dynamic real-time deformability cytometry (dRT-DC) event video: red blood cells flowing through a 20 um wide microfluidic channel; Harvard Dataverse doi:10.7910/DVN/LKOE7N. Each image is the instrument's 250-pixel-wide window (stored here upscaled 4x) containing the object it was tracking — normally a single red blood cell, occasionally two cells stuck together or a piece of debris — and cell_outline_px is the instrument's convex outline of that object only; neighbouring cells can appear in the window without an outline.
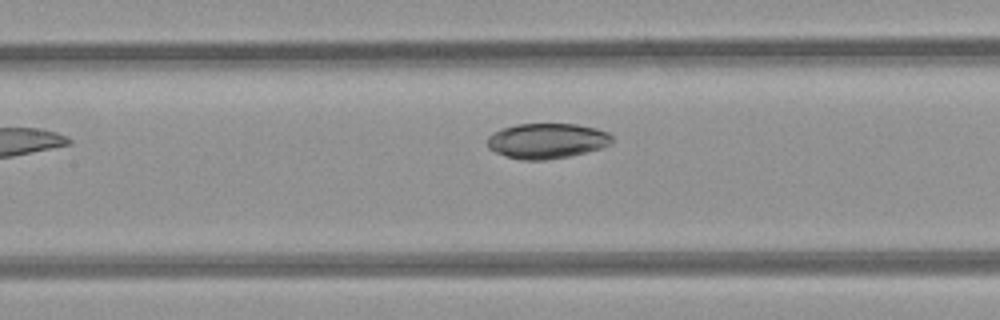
{"species": "common noctule bat (a hibernating species)", "species_latin": "Nyctalus noctula", "temperature_condition": "room temperature", "stored_images_in_passage": 7, "segment_of_instrument_passage": [1, 2], "camera_frame_rate_fps": 3000, "um_per_image_px": 0.085, "animal": {"sex": "female", "body_mass_g": 21.9}, "frame": {"image": 1, "passage_image": 5, "time_ms": 1.333, "image_size_px": [1000, 320], "cell_outline_px": [[612, 144], [600, 148], [568, 156], [544, 160], [520, 160], [504, 156], [488, 148], [488, 136], [492, 132], [500, 128], [516, 124], [576, 124], [596, 128], [608, 132], [612, 136]], "centroid_in_image_um": [46.46, 11.96], "position_along_channel_um": 160.9, "area_um2": 25.72}}